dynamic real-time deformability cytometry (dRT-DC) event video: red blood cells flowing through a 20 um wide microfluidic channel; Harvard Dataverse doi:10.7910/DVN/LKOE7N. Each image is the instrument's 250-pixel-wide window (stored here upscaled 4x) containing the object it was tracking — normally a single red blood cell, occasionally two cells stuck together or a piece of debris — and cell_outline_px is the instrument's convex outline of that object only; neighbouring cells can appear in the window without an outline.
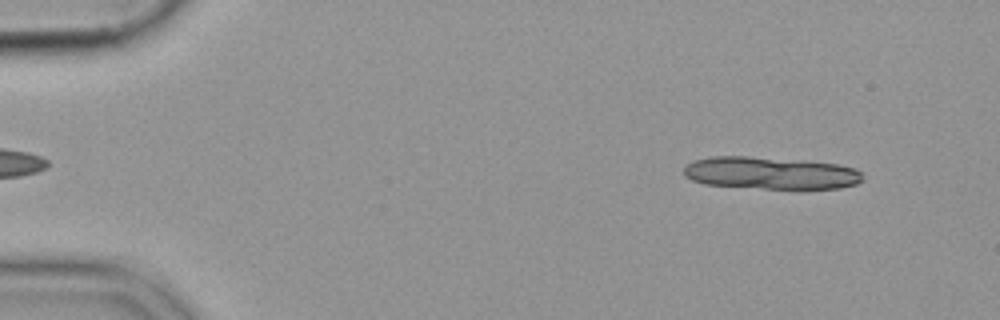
{"species": "common noctule bat (a hibernating species)", "species_latin": "Nyctalus noctula", "temperature_condition": "cold", "stored_images_in_passage": 12, "camera_frame_rate_fps": 3000, "um_per_image_px": 0.085, "animal": {"sex": "female", "body_mass_g": 19.9}, "frame": {"image": 1, "passage_image": 3, "time_ms": 0.667, "image_size_px": [1000, 320], "cell_outline_px": [[864, 180], [856, 184], [840, 188], [804, 192], [800, 192], [704, 184], [692, 180], [684, 176], [684, 168], [688, 164], [696, 160], [712, 156], [748, 156], [840, 164], [856, 168], [860, 172]], "centroid_in_image_um": [65.59, 14.76], "position_along_channel_um": 19.4, "area_um2": 34.91}}